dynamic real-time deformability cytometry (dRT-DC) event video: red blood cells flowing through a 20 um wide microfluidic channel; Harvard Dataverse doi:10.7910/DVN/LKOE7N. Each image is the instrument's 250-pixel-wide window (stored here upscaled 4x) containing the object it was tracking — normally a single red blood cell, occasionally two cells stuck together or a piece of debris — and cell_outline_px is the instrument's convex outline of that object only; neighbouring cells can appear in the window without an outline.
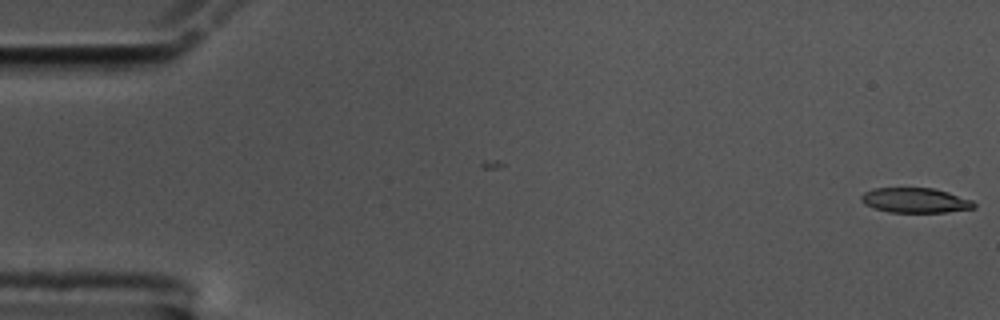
{"species": "common noctule bat (a hibernating species)", "species_latin": "Nyctalus noctula", "temperature_condition": "cold", "stored_images_in_passage": 2, "camera_frame_rate_fps": 3000, "um_per_image_px": 0.085, "animal": {"sex": "male", "body_mass_g": 17.5, "forearm_length_mm": 52.3}, "frame": {"image": 1, "passage_image": 2, "time_ms": 0.333, "image_size_px": [1000, 320], "cell_outline_px": [[976, 208], [944, 212], [888, 212], [864, 204], [860, 200], [860, 196], [864, 192], [872, 188], [932, 188], [948, 192], [972, 200], [976, 204]], "centroid_in_image_um": [77.78, 17.02], "position_along_channel_um": 7.2, "area_um2": 16.36}}